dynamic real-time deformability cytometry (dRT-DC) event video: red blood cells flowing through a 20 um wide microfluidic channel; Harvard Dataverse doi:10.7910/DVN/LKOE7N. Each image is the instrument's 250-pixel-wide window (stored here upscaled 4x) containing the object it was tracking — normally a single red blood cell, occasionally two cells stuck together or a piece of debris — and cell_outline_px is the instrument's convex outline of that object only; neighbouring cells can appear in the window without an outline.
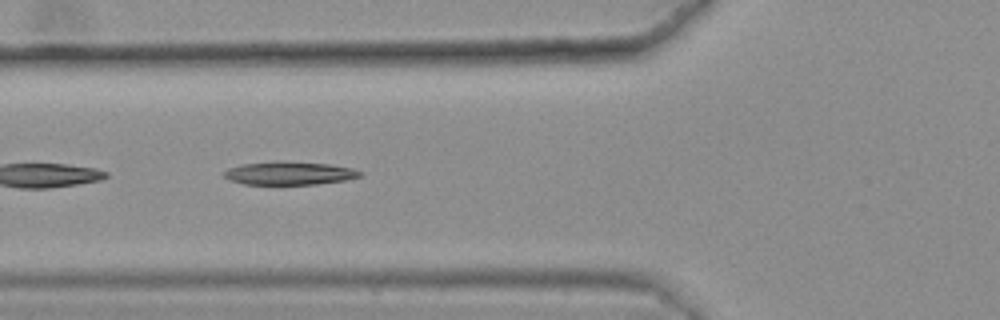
{"species": "common noctule bat (a hibernating species)", "species_latin": "Nyctalus noctula", "temperature_condition": "warm", "stored_images_in_passage": 48, "camera_frame_rate_fps": 3000, "um_per_image_px": 0.085, "animal": {"sex": "female", "body_mass_g": 25.1}, "frame": {"image": 1, "passage_image": 21, "time_ms": 6.667, "image_size_px": [1000, 320], "cell_outline_px": [[364, 172], [360, 176], [344, 180], [316, 184], [244, 184], [232, 180], [224, 176], [224, 172], [228, 168], [240, 164], [328, 164], [352, 168]], "centroid_in_image_um": [24.63, 14.77], "position_along_channel_um": 101.2, "area_um2": 17.11}, "authors_computed_cell_mechanics": {"area_um2": 18.6694, "velocity_mm_per_s": 3.6332, "shape_relaxation_time_tau1_ms": 10.0212, "shape_relaxation_time_tau2_ms": null, "deformation_change_tau1": 0.245, "deformation_change_tau2": null}}